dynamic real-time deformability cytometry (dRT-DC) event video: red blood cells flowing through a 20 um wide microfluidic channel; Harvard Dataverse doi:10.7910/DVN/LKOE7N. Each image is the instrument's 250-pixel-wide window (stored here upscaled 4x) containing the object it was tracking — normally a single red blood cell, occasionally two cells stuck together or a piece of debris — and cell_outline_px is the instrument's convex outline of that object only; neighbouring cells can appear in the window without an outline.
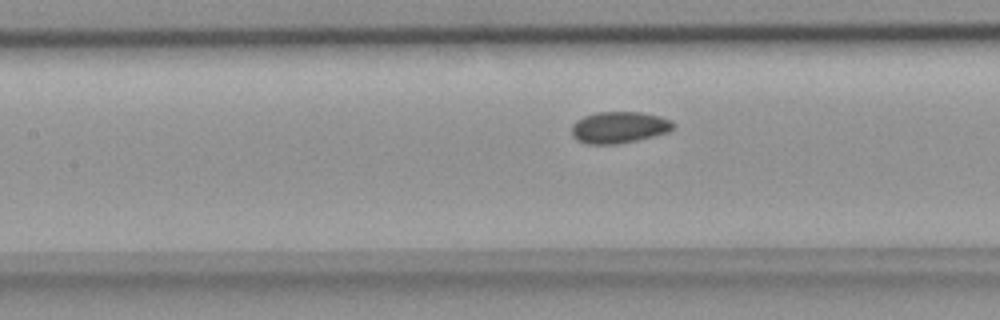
{"species": "common noctule bat (a hibernating species)", "species_latin": "Nyctalus noctula", "temperature_condition": "room temperature", "stored_images_in_passage": 36, "camera_frame_rate_fps": 3000, "um_per_image_px": 0.085, "animal": {"sex": "female", "body_mass_g": 18.4}, "frame": {"image": 1, "passage_image": 13, "time_ms": 4.0, "image_size_px": [1000, 320], "cell_outline_px": [[676, 128], [668, 132], [620, 144], [588, 144], [576, 140], [572, 136], [572, 124], [576, 120], [584, 116], [596, 112], [640, 112], [660, 116], [672, 120], [676, 124]], "centroid_in_image_um": [52.64, 10.82], "position_along_channel_um": 154.8, "area_um2": 18.9}}
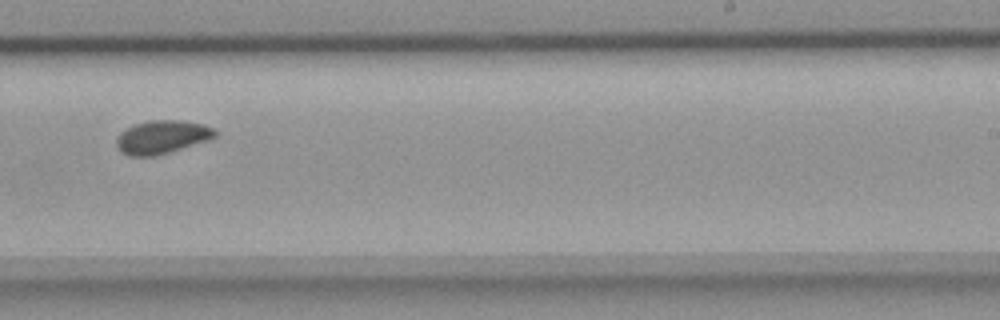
{"frame": {"image": 2, "passage_image": 22, "time_ms": 7.0, "image_size_px": [1000, 320], "cell_outline_px": [[216, 136], [208, 140], [156, 156], [128, 156], [120, 152], [116, 144], [116, 140], [120, 132], [136, 124], [148, 120], [180, 120], [204, 124], [216, 128]], "centroid_in_image_um": [13.77, 11.65], "position_along_channel_um": 275.2, "area_um2": 19.19}}
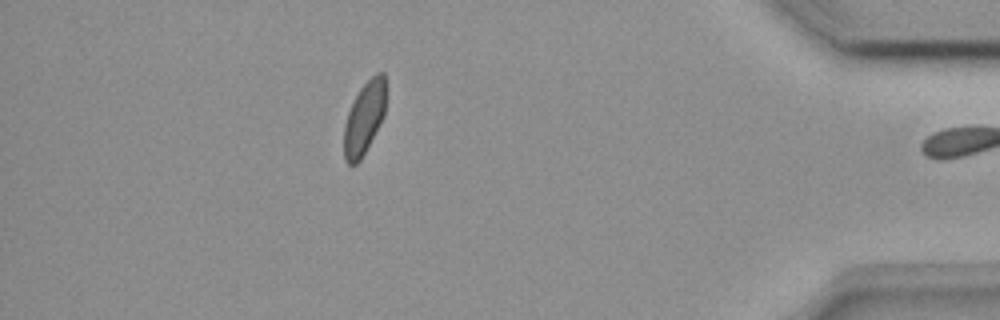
{"frame": {"image": 3, "passage_image": 35, "time_ms": 11.333, "image_size_px": [1000, 320], "cell_outline_px": [[384, 116], [360, 160], [356, 164], [348, 164], [344, 160], [344, 124], [348, 112], [360, 88], [376, 72], [384, 72]], "centroid_in_image_um": [30.94, 10.05], "position_along_channel_um": 404.3, "area_um2": 17.28}}